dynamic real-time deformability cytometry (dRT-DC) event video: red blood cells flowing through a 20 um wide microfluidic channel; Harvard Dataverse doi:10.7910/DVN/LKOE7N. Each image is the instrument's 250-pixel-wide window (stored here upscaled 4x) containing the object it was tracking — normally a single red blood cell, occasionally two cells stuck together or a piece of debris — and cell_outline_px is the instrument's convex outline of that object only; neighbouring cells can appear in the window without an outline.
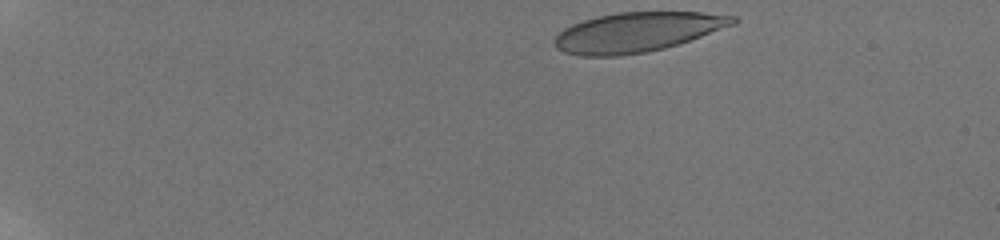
{"species": "human", "species_latin": "Homo sapiens", "temperature_condition": "room temperature", "stored_images_in_passage": 48, "camera_frame_rate_fps": 3000, "um_per_image_px": 0.085, "donor": {"sex": "male"}, "frame": {"image": 1, "passage_image": 1, "time_ms": 0.0, "image_size_px": [1000, 240], "cell_outline_px": [[740, 20], [736, 24], [664, 48], [648, 52], [620, 56], [580, 56], [564, 52], [556, 48], [552, 40], [564, 28], [572, 24], [596, 16], [620, 12], [700, 12], [736, 16]], "centroid_in_image_um": [54.14, 2.73], "position_along_channel_um": 30.9, "area_um2": 41.21}}
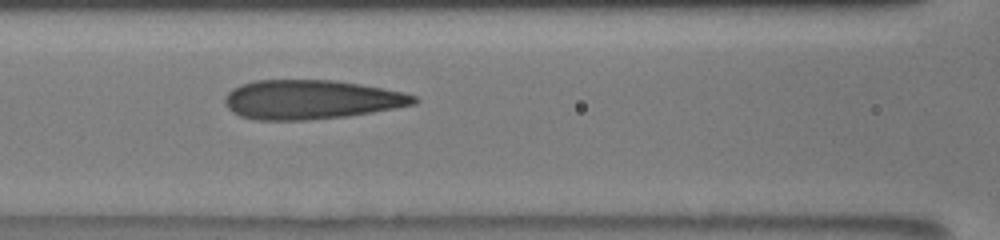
{"frame": {"image": 2, "passage_image": 17, "time_ms": 6.0, "image_size_px": [1000, 240], "cell_outline_px": [[420, 100], [416, 104], [372, 112], [348, 116], [308, 120], [256, 120], [240, 116], [232, 112], [224, 104], [224, 96], [232, 88], [256, 80], [332, 80], [360, 84], [404, 92], [416, 96]], "centroid_in_image_um": [26.43, 8.47], "position_along_channel_um": 140.2, "area_um2": 43.35}}
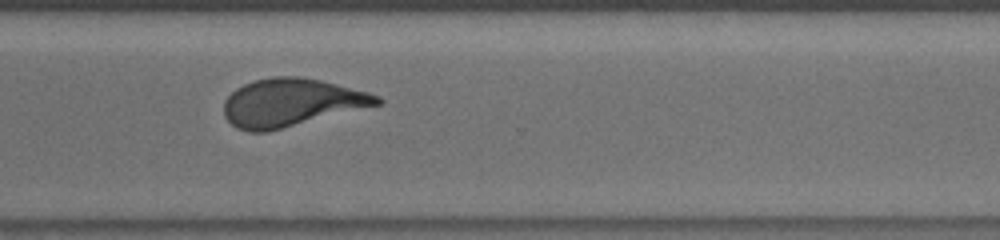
{"frame": {"image": 3, "passage_image": 37, "time_ms": 11.333, "image_size_px": [1000, 240], "cell_outline_px": [[384, 100], [380, 104], [268, 132], [248, 132], [236, 128], [224, 116], [224, 100], [236, 88], [252, 80], [276, 76], [300, 76], [320, 80], [368, 92], [380, 96]], "centroid_in_image_um": [24.73, 8.72], "position_along_channel_um": 345.9, "area_um2": 42.71}, "authors_computed_cell_mechanics": {"area_um2": 42.5697, "velocity_mm_per_s": 3.8577, "shape_relaxation_time_tau1_ms": 7.185, "shape_relaxation_time_tau2_ms": 1.0855, "deformation_change_tau1": 0.2421, "deformation_change_tau2": 0.1058}}